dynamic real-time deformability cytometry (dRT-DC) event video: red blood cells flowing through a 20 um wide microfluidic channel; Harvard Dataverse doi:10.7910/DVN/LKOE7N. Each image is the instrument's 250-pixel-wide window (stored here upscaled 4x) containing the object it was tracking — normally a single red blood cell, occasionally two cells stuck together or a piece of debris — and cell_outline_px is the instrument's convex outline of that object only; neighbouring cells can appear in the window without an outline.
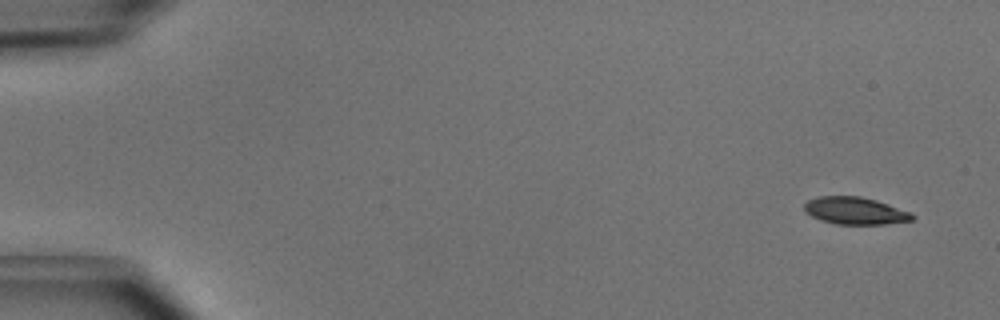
{"species": "common noctule bat (a hibernating species)", "species_latin": "Nyctalus noctula", "temperature_condition": "cold", "stored_images_in_passage": 5, "camera_frame_rate_fps": 3000, "um_per_image_px": 0.085, "animal": {"sex": "male", "body_mass_g": 15.6}, "frame": {"image": 1, "passage_image": 1, "time_ms": 0.0, "image_size_px": [1000, 320], "cell_outline_px": [[916, 216], [912, 220], [884, 224], [836, 224], [820, 220], [804, 212], [804, 204], [808, 200], [820, 196], [860, 196], [876, 200], [912, 212]], "centroid_in_image_um": [72.69, 17.91], "position_along_channel_um": 12.3, "area_um2": 17.22}}
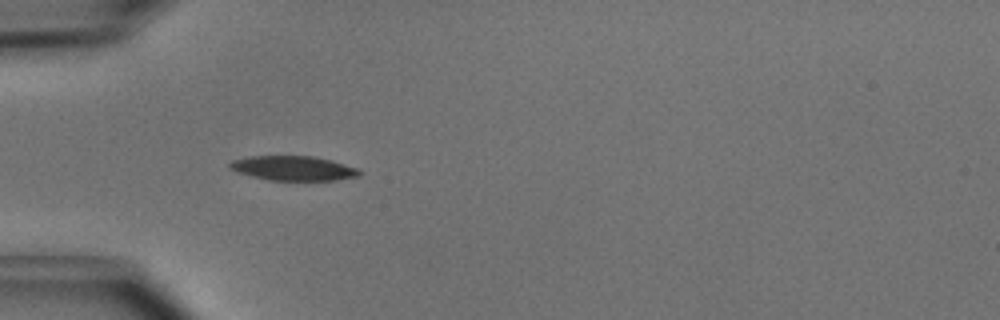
{"frame": {"image": 2, "passage_image": 4, "time_ms": 1.0, "image_size_px": [1000, 320], "cell_outline_px": [[364, 172], [360, 176], [336, 180], [268, 180], [236, 172], [228, 168], [228, 164], [232, 160], [248, 156], [316, 156], [332, 160], [360, 168]], "centroid_in_image_um": [24.97, 14.29], "position_along_channel_um": 60.0, "area_um2": 18.9}}